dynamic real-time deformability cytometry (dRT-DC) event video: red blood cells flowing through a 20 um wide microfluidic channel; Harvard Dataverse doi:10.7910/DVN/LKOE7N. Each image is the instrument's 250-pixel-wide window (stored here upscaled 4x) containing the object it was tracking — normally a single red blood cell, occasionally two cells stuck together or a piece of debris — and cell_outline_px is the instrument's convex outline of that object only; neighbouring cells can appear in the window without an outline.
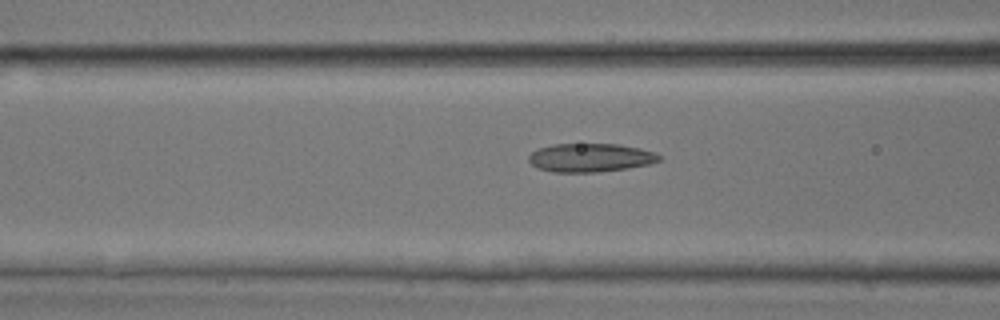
{"species": "common noctule bat (a hibernating species)", "species_latin": "Nyctalus noctula", "temperature_condition": "room temperature", "stored_images_in_passage": 30, "camera_frame_rate_fps": 3000, "um_per_image_px": 0.085, "animal": {"sex": "male", "body_mass_g": 17.9, "forearm_length_mm": 54.2}, "frame": {"image": 1, "passage_image": 11, "time_ms": 3.333, "image_size_px": [1000, 320], "cell_outline_px": [[660, 160], [648, 164], [628, 168], [600, 172], [552, 172], [536, 168], [528, 160], [528, 156], [536, 148], [552, 144], [620, 144], [640, 148], [656, 152], [660, 156]], "centroid_in_image_um": [50.15, 13.4], "position_along_channel_um": 116.4, "area_um2": 21.91}}
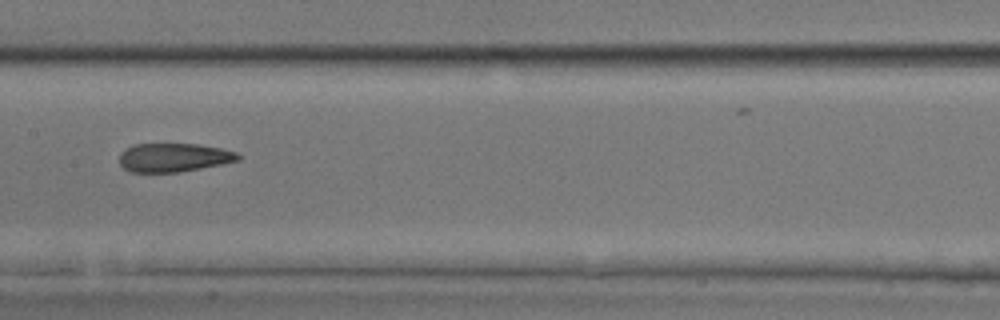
{"frame": {"image": 2, "passage_image": 16, "time_ms": 5.0, "image_size_px": [1000, 320], "cell_outline_px": [[240, 160], [224, 164], [180, 172], [128, 172], [120, 164], [120, 152], [132, 144], [200, 144], [220, 148], [236, 152], [240, 156]], "centroid_in_image_um": [14.77, 13.39], "position_along_channel_um": 192.6, "area_um2": 20.0}}
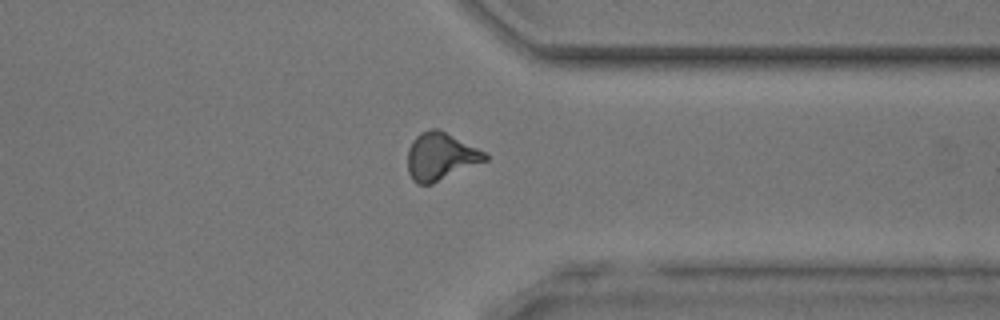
{"frame": {"image": 3, "passage_image": 28, "time_ms": 9.0, "image_size_px": [1000, 320], "cell_outline_px": [[488, 160], [432, 184], [416, 184], [412, 180], [408, 172], [408, 148], [412, 140], [420, 132], [432, 128], [436, 128], [484, 152], [488, 156]], "centroid_in_image_um": [37.41, 13.32], "position_along_channel_um": 374.0, "area_um2": 21.21}}